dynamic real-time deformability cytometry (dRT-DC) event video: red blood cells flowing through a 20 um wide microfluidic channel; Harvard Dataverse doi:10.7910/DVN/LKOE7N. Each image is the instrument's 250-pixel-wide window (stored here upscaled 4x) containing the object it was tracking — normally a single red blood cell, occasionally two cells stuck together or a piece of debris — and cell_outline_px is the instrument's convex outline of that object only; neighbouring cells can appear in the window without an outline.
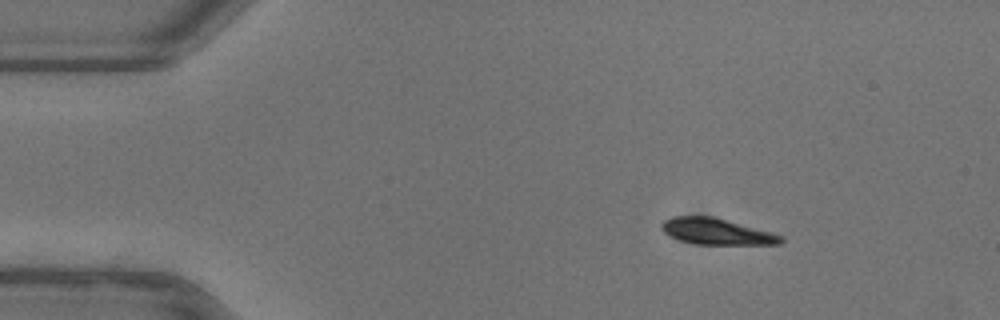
{"species": "common noctule bat (a hibernating species)", "species_latin": "Nyctalus noctula", "temperature_condition": "warm", "stored_images_in_passage": 46, "camera_frame_rate_fps": 3000, "um_per_image_px": 0.085, "animal": {"sex": "female"}, "frame": {"image": 1, "passage_image": 1, "time_ms": 0.0, "image_size_px": [1000, 320], "cell_outline_px": [[784, 240], [780, 244], [696, 244], [680, 240], [664, 232], [660, 228], [660, 224], [664, 220], [672, 216], [712, 216], [772, 232], [784, 236]], "centroid_in_image_um": [60.91, 19.67], "position_along_channel_um": 24.1, "area_um2": 18.15}}
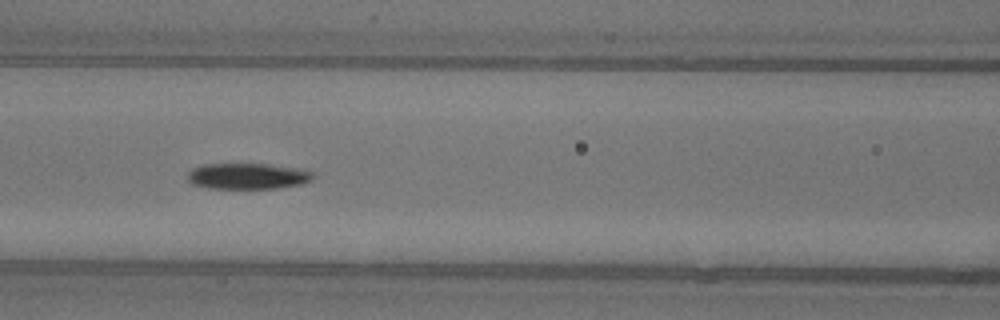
{"frame": {"image": 2, "passage_image": 16, "time_ms": 5.0, "image_size_px": [1000, 320], "cell_outline_px": [[312, 180], [304, 184], [280, 188], [208, 188], [192, 184], [188, 180], [188, 172], [192, 168], [204, 164], [268, 164], [300, 168], [312, 172]], "centroid_in_image_um": [21.07, 14.97], "position_along_channel_um": 145.5, "area_um2": 19.07}}
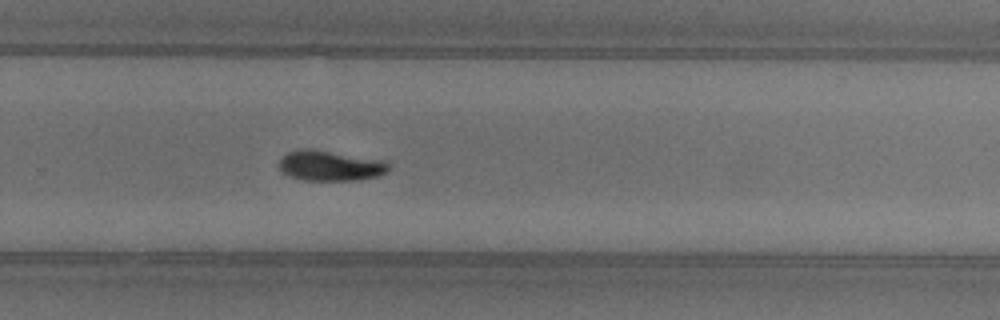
{"frame": {"image": 3, "passage_image": 28, "time_ms": 9.0, "image_size_px": [1000, 320], "cell_outline_px": [[388, 172], [380, 176], [356, 180], [304, 180], [288, 176], [280, 168], [280, 156], [288, 152], [300, 148], [308, 148], [388, 160]], "centroid_in_image_um": [28.1, 14.07], "position_along_channel_um": 301.7, "area_um2": 19.59}, "authors_computed_cell_mechanics": {"area_um2": 19.074, "velocity_mm_per_s": 3.9212, "shape_relaxation_time_tau1_ms": 3.963, "shape_relaxation_time_tau2_ms": null, "deformation_change_tau1": 0.1655, "deformation_change_tau2": null}}